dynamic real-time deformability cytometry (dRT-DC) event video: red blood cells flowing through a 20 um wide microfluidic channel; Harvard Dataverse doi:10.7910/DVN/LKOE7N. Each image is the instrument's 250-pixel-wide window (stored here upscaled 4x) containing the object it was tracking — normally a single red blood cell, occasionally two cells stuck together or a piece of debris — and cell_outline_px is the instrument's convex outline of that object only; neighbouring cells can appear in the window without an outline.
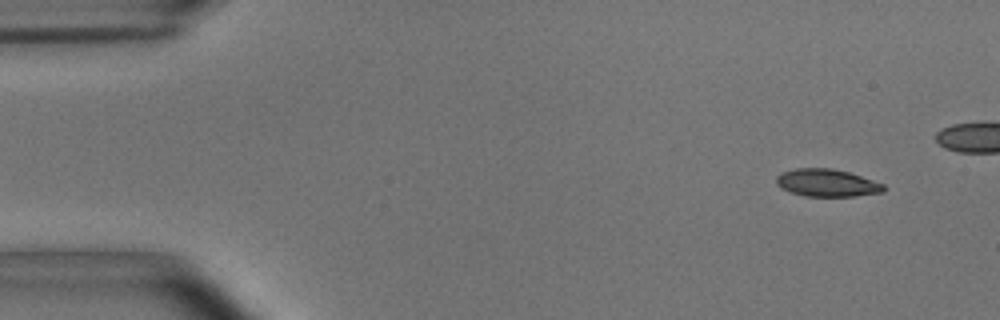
{"species": "common noctule bat (a hibernating species)", "species_latin": "Nyctalus noctula", "temperature_condition": "room temperature", "stored_images_in_passage": 44, "camera_frame_rate_fps": 3000, "um_per_image_px": 0.085, "animal": {"sex": "male", "body_mass_g": 15.6}, "frame": {"image": 1, "passage_image": 1, "time_ms": 0.0, "image_size_px": [1000, 320], "cell_outline_px": [[884, 192], [856, 196], [804, 196], [780, 188], [776, 184], [776, 176], [780, 172], [796, 168], [832, 168], [848, 172], [884, 184]], "centroid_in_image_um": [70.25, 15.54], "position_along_channel_um": 14.7, "area_um2": 17.22}}
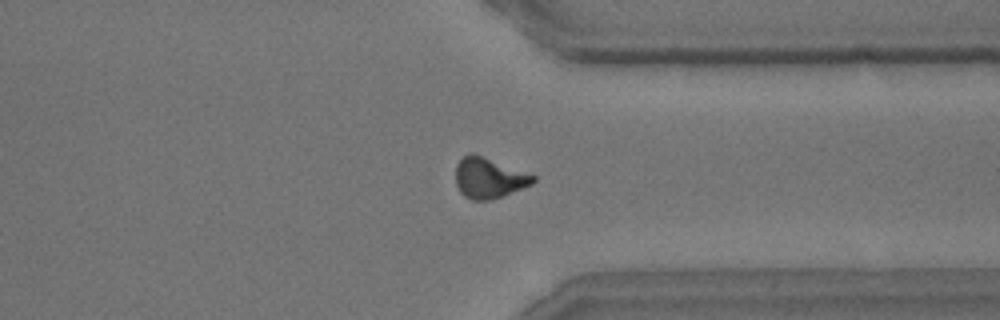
{"frame": {"image": 2, "passage_image": 38, "time_ms": 12.333, "image_size_px": [1000, 320], "cell_outline_px": [[536, 180], [532, 184], [492, 200], [472, 200], [464, 196], [460, 192], [456, 184], [456, 164], [468, 152], [472, 152], [536, 176]], "centroid_in_image_um": [41.53, 15.13], "position_along_channel_um": 369.9, "area_um2": 18.21}, "authors_computed_cell_mechanics": {"area_um2": 18.1781, "velocity_mm_per_s": 3.7124, "shape_relaxation_time_tau1_ms": 3.6963, "shape_relaxation_time_tau2_ms": 4.8721, "deformation_change_tau1": 0.1506, "deformation_change_tau2": 0.088}}